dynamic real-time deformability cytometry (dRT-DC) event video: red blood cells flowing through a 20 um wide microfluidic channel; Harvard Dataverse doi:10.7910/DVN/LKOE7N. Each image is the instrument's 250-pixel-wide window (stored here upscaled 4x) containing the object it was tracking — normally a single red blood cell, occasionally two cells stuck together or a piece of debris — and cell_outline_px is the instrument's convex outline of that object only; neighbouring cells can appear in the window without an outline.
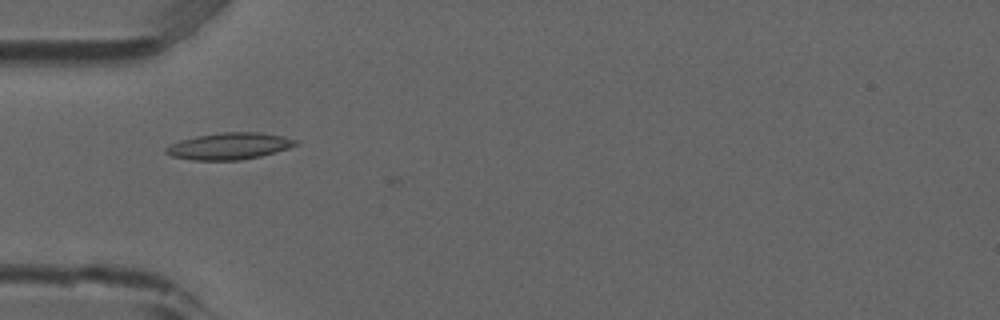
{"species": "common noctule bat (a hibernating species)", "species_latin": "Nyctalus noctula", "temperature_condition": "room temperature", "stored_images_in_passage": 6, "camera_frame_rate_fps": 3000, "um_per_image_px": 0.085, "animal": {"sex": "male", "forearm_length_mm": 52.5}, "frame": {"image": 1, "passage_image": 6, "time_ms": 1.667, "image_size_px": [1000, 320], "cell_outline_px": [[300, 144], [288, 148], [260, 156], [240, 160], [192, 160], [172, 156], [164, 152], [164, 148], [180, 140], [196, 136], [224, 132], [260, 132], [284, 136], [300, 140]], "centroid_in_image_um": [19.52, 12.41], "position_along_channel_um": 65.5, "area_um2": 20.23}}